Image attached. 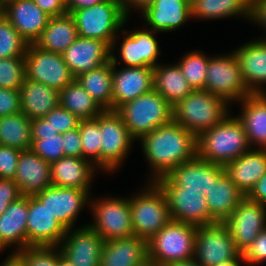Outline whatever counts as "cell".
Returning a JSON list of instances; mask_svg holds the SVG:
<instances>
[{"label":"cell","mask_w":266,"mask_h":266,"mask_svg":"<svg viewBox=\"0 0 266 266\" xmlns=\"http://www.w3.org/2000/svg\"><path fill=\"white\" fill-rule=\"evenodd\" d=\"M224 171L247 196L266 173V149L251 148L226 164Z\"/></svg>","instance_id":"29"},{"label":"cell","mask_w":266,"mask_h":266,"mask_svg":"<svg viewBox=\"0 0 266 266\" xmlns=\"http://www.w3.org/2000/svg\"><path fill=\"white\" fill-rule=\"evenodd\" d=\"M27 247H59L66 229L35 195L28 196Z\"/></svg>","instance_id":"16"},{"label":"cell","mask_w":266,"mask_h":266,"mask_svg":"<svg viewBox=\"0 0 266 266\" xmlns=\"http://www.w3.org/2000/svg\"><path fill=\"white\" fill-rule=\"evenodd\" d=\"M223 223L243 253L257 235L266 229V206L246 197Z\"/></svg>","instance_id":"17"},{"label":"cell","mask_w":266,"mask_h":266,"mask_svg":"<svg viewBox=\"0 0 266 266\" xmlns=\"http://www.w3.org/2000/svg\"><path fill=\"white\" fill-rule=\"evenodd\" d=\"M144 266H155V265L149 262V263H147V264L144 265Z\"/></svg>","instance_id":"63"},{"label":"cell","mask_w":266,"mask_h":266,"mask_svg":"<svg viewBox=\"0 0 266 266\" xmlns=\"http://www.w3.org/2000/svg\"><path fill=\"white\" fill-rule=\"evenodd\" d=\"M21 112L20 91L0 88V117Z\"/></svg>","instance_id":"48"},{"label":"cell","mask_w":266,"mask_h":266,"mask_svg":"<svg viewBox=\"0 0 266 266\" xmlns=\"http://www.w3.org/2000/svg\"><path fill=\"white\" fill-rule=\"evenodd\" d=\"M58 133H65L69 130L77 128L80 119L64 109L62 106H58L51 110L47 115L43 117Z\"/></svg>","instance_id":"45"},{"label":"cell","mask_w":266,"mask_h":266,"mask_svg":"<svg viewBox=\"0 0 266 266\" xmlns=\"http://www.w3.org/2000/svg\"><path fill=\"white\" fill-rule=\"evenodd\" d=\"M28 196L11 203L0 215V252L14 247L13 252L27 248Z\"/></svg>","instance_id":"28"},{"label":"cell","mask_w":266,"mask_h":266,"mask_svg":"<svg viewBox=\"0 0 266 266\" xmlns=\"http://www.w3.org/2000/svg\"><path fill=\"white\" fill-rule=\"evenodd\" d=\"M89 210L93 215V221L87 225L104 241L134 236L129 198L123 196H103L97 197L96 200L91 198Z\"/></svg>","instance_id":"8"},{"label":"cell","mask_w":266,"mask_h":266,"mask_svg":"<svg viewBox=\"0 0 266 266\" xmlns=\"http://www.w3.org/2000/svg\"><path fill=\"white\" fill-rule=\"evenodd\" d=\"M223 172L224 166L196 156L174 168L167 177L177 187L185 190H198L201 196H205Z\"/></svg>","instance_id":"21"},{"label":"cell","mask_w":266,"mask_h":266,"mask_svg":"<svg viewBox=\"0 0 266 266\" xmlns=\"http://www.w3.org/2000/svg\"><path fill=\"white\" fill-rule=\"evenodd\" d=\"M122 3L123 10L126 16L131 17L129 14L133 13L132 11L137 10L139 15L144 11L148 6H150L155 0H120ZM131 10V11H130Z\"/></svg>","instance_id":"55"},{"label":"cell","mask_w":266,"mask_h":266,"mask_svg":"<svg viewBox=\"0 0 266 266\" xmlns=\"http://www.w3.org/2000/svg\"><path fill=\"white\" fill-rule=\"evenodd\" d=\"M112 65V110L154 89L153 67Z\"/></svg>","instance_id":"19"},{"label":"cell","mask_w":266,"mask_h":266,"mask_svg":"<svg viewBox=\"0 0 266 266\" xmlns=\"http://www.w3.org/2000/svg\"><path fill=\"white\" fill-rule=\"evenodd\" d=\"M58 266H75L70 260H68L61 252L59 248V264Z\"/></svg>","instance_id":"60"},{"label":"cell","mask_w":266,"mask_h":266,"mask_svg":"<svg viewBox=\"0 0 266 266\" xmlns=\"http://www.w3.org/2000/svg\"><path fill=\"white\" fill-rule=\"evenodd\" d=\"M24 60L27 79L45 84L57 91H61L75 79L62 54L28 44Z\"/></svg>","instance_id":"14"},{"label":"cell","mask_w":266,"mask_h":266,"mask_svg":"<svg viewBox=\"0 0 266 266\" xmlns=\"http://www.w3.org/2000/svg\"><path fill=\"white\" fill-rule=\"evenodd\" d=\"M63 136L64 156L82 157V140L79 128H74L65 133Z\"/></svg>","instance_id":"50"},{"label":"cell","mask_w":266,"mask_h":266,"mask_svg":"<svg viewBox=\"0 0 266 266\" xmlns=\"http://www.w3.org/2000/svg\"><path fill=\"white\" fill-rule=\"evenodd\" d=\"M243 79L253 94L266 93V39L261 37L233 50ZM264 86V87H263Z\"/></svg>","instance_id":"23"},{"label":"cell","mask_w":266,"mask_h":266,"mask_svg":"<svg viewBox=\"0 0 266 266\" xmlns=\"http://www.w3.org/2000/svg\"><path fill=\"white\" fill-rule=\"evenodd\" d=\"M75 79L103 110H112V61Z\"/></svg>","instance_id":"36"},{"label":"cell","mask_w":266,"mask_h":266,"mask_svg":"<svg viewBox=\"0 0 266 266\" xmlns=\"http://www.w3.org/2000/svg\"><path fill=\"white\" fill-rule=\"evenodd\" d=\"M78 37L74 18L66 13L50 17L41 36L34 44L43 50L62 54Z\"/></svg>","instance_id":"33"},{"label":"cell","mask_w":266,"mask_h":266,"mask_svg":"<svg viewBox=\"0 0 266 266\" xmlns=\"http://www.w3.org/2000/svg\"><path fill=\"white\" fill-rule=\"evenodd\" d=\"M59 134L44 118L31 120V140L43 139V136Z\"/></svg>","instance_id":"51"},{"label":"cell","mask_w":266,"mask_h":266,"mask_svg":"<svg viewBox=\"0 0 266 266\" xmlns=\"http://www.w3.org/2000/svg\"><path fill=\"white\" fill-rule=\"evenodd\" d=\"M143 188L128 198L134 236L148 241L171 221V217L160 186L148 181Z\"/></svg>","instance_id":"6"},{"label":"cell","mask_w":266,"mask_h":266,"mask_svg":"<svg viewBox=\"0 0 266 266\" xmlns=\"http://www.w3.org/2000/svg\"><path fill=\"white\" fill-rule=\"evenodd\" d=\"M19 186L13 179L0 178V215L7 207L22 197Z\"/></svg>","instance_id":"49"},{"label":"cell","mask_w":266,"mask_h":266,"mask_svg":"<svg viewBox=\"0 0 266 266\" xmlns=\"http://www.w3.org/2000/svg\"><path fill=\"white\" fill-rule=\"evenodd\" d=\"M19 91L21 110L31 120L43 118L60 105L59 91L26 77Z\"/></svg>","instance_id":"32"},{"label":"cell","mask_w":266,"mask_h":266,"mask_svg":"<svg viewBox=\"0 0 266 266\" xmlns=\"http://www.w3.org/2000/svg\"><path fill=\"white\" fill-rule=\"evenodd\" d=\"M71 15L79 37L98 39L110 47L121 36L119 31L128 23L120 0H104L94 6L75 10Z\"/></svg>","instance_id":"7"},{"label":"cell","mask_w":266,"mask_h":266,"mask_svg":"<svg viewBox=\"0 0 266 266\" xmlns=\"http://www.w3.org/2000/svg\"><path fill=\"white\" fill-rule=\"evenodd\" d=\"M141 15L146 28L157 34L176 31L192 19L190 4L185 0H155Z\"/></svg>","instance_id":"24"},{"label":"cell","mask_w":266,"mask_h":266,"mask_svg":"<svg viewBox=\"0 0 266 266\" xmlns=\"http://www.w3.org/2000/svg\"><path fill=\"white\" fill-rule=\"evenodd\" d=\"M151 173L149 182L167 176L174 168L197 156V137L173 120L159 126L138 142Z\"/></svg>","instance_id":"1"},{"label":"cell","mask_w":266,"mask_h":266,"mask_svg":"<svg viewBox=\"0 0 266 266\" xmlns=\"http://www.w3.org/2000/svg\"><path fill=\"white\" fill-rule=\"evenodd\" d=\"M137 29L134 31H128L121 29L120 35H124L123 41L120 44V48L116 45L120 38H116L111 46V61L112 65H118L119 62H123L124 67H156L159 62L160 48L158 39H156V33L148 28ZM119 49V55H114ZM119 56L122 61L117 58Z\"/></svg>","instance_id":"12"},{"label":"cell","mask_w":266,"mask_h":266,"mask_svg":"<svg viewBox=\"0 0 266 266\" xmlns=\"http://www.w3.org/2000/svg\"><path fill=\"white\" fill-rule=\"evenodd\" d=\"M197 226L171 220L148 240V260L155 266L194 259Z\"/></svg>","instance_id":"5"},{"label":"cell","mask_w":266,"mask_h":266,"mask_svg":"<svg viewBox=\"0 0 266 266\" xmlns=\"http://www.w3.org/2000/svg\"><path fill=\"white\" fill-rule=\"evenodd\" d=\"M185 1H187L189 4H191V2H192L193 0H185Z\"/></svg>","instance_id":"64"},{"label":"cell","mask_w":266,"mask_h":266,"mask_svg":"<svg viewBox=\"0 0 266 266\" xmlns=\"http://www.w3.org/2000/svg\"><path fill=\"white\" fill-rule=\"evenodd\" d=\"M28 43L11 25L7 17L0 16V58L25 57Z\"/></svg>","instance_id":"41"},{"label":"cell","mask_w":266,"mask_h":266,"mask_svg":"<svg viewBox=\"0 0 266 266\" xmlns=\"http://www.w3.org/2000/svg\"><path fill=\"white\" fill-rule=\"evenodd\" d=\"M51 182L56 187L87 190L91 194V184L99 169L83 157L64 156L50 164ZM98 170V171H97Z\"/></svg>","instance_id":"26"},{"label":"cell","mask_w":266,"mask_h":266,"mask_svg":"<svg viewBox=\"0 0 266 266\" xmlns=\"http://www.w3.org/2000/svg\"><path fill=\"white\" fill-rule=\"evenodd\" d=\"M50 17L66 14L64 0H33Z\"/></svg>","instance_id":"53"},{"label":"cell","mask_w":266,"mask_h":266,"mask_svg":"<svg viewBox=\"0 0 266 266\" xmlns=\"http://www.w3.org/2000/svg\"><path fill=\"white\" fill-rule=\"evenodd\" d=\"M3 1V3L5 4V3H7V2H11V1H14V0H2Z\"/></svg>","instance_id":"62"},{"label":"cell","mask_w":266,"mask_h":266,"mask_svg":"<svg viewBox=\"0 0 266 266\" xmlns=\"http://www.w3.org/2000/svg\"><path fill=\"white\" fill-rule=\"evenodd\" d=\"M173 106L154 89L121 105L116 111L131 137L138 141L173 120Z\"/></svg>","instance_id":"4"},{"label":"cell","mask_w":266,"mask_h":266,"mask_svg":"<svg viewBox=\"0 0 266 266\" xmlns=\"http://www.w3.org/2000/svg\"><path fill=\"white\" fill-rule=\"evenodd\" d=\"M246 197L250 201L266 206V173L259 179Z\"/></svg>","instance_id":"54"},{"label":"cell","mask_w":266,"mask_h":266,"mask_svg":"<svg viewBox=\"0 0 266 266\" xmlns=\"http://www.w3.org/2000/svg\"><path fill=\"white\" fill-rule=\"evenodd\" d=\"M252 0H193L190 4L191 18L221 20L231 17L251 22Z\"/></svg>","instance_id":"34"},{"label":"cell","mask_w":266,"mask_h":266,"mask_svg":"<svg viewBox=\"0 0 266 266\" xmlns=\"http://www.w3.org/2000/svg\"><path fill=\"white\" fill-rule=\"evenodd\" d=\"M4 14V3L2 0H0V16Z\"/></svg>","instance_id":"61"},{"label":"cell","mask_w":266,"mask_h":266,"mask_svg":"<svg viewBox=\"0 0 266 266\" xmlns=\"http://www.w3.org/2000/svg\"><path fill=\"white\" fill-rule=\"evenodd\" d=\"M246 198L225 171L205 195L211 218L223 223Z\"/></svg>","instance_id":"31"},{"label":"cell","mask_w":266,"mask_h":266,"mask_svg":"<svg viewBox=\"0 0 266 266\" xmlns=\"http://www.w3.org/2000/svg\"><path fill=\"white\" fill-rule=\"evenodd\" d=\"M210 56L199 50L191 51L177 63L193 90H204Z\"/></svg>","instance_id":"39"},{"label":"cell","mask_w":266,"mask_h":266,"mask_svg":"<svg viewBox=\"0 0 266 266\" xmlns=\"http://www.w3.org/2000/svg\"><path fill=\"white\" fill-rule=\"evenodd\" d=\"M240 120L251 148L266 149V93L251 94L240 102Z\"/></svg>","instance_id":"30"},{"label":"cell","mask_w":266,"mask_h":266,"mask_svg":"<svg viewBox=\"0 0 266 266\" xmlns=\"http://www.w3.org/2000/svg\"><path fill=\"white\" fill-rule=\"evenodd\" d=\"M204 90L226 100L230 105L253 94L247 87L233 51L211 57Z\"/></svg>","instance_id":"9"},{"label":"cell","mask_w":266,"mask_h":266,"mask_svg":"<svg viewBox=\"0 0 266 266\" xmlns=\"http://www.w3.org/2000/svg\"><path fill=\"white\" fill-rule=\"evenodd\" d=\"M0 145L31 149V119L23 112L0 117Z\"/></svg>","instance_id":"38"},{"label":"cell","mask_w":266,"mask_h":266,"mask_svg":"<svg viewBox=\"0 0 266 266\" xmlns=\"http://www.w3.org/2000/svg\"><path fill=\"white\" fill-rule=\"evenodd\" d=\"M242 256L247 265L254 266L266 262V229L257 235Z\"/></svg>","instance_id":"46"},{"label":"cell","mask_w":266,"mask_h":266,"mask_svg":"<svg viewBox=\"0 0 266 266\" xmlns=\"http://www.w3.org/2000/svg\"><path fill=\"white\" fill-rule=\"evenodd\" d=\"M250 149L242 123L231 112L217 126L197 137V156L221 166Z\"/></svg>","instance_id":"2"},{"label":"cell","mask_w":266,"mask_h":266,"mask_svg":"<svg viewBox=\"0 0 266 266\" xmlns=\"http://www.w3.org/2000/svg\"><path fill=\"white\" fill-rule=\"evenodd\" d=\"M0 266H27L25 260L17 253L11 251Z\"/></svg>","instance_id":"57"},{"label":"cell","mask_w":266,"mask_h":266,"mask_svg":"<svg viewBox=\"0 0 266 266\" xmlns=\"http://www.w3.org/2000/svg\"><path fill=\"white\" fill-rule=\"evenodd\" d=\"M153 72L154 90L172 106L193 91L177 63L172 65L159 63L153 68Z\"/></svg>","instance_id":"35"},{"label":"cell","mask_w":266,"mask_h":266,"mask_svg":"<svg viewBox=\"0 0 266 266\" xmlns=\"http://www.w3.org/2000/svg\"><path fill=\"white\" fill-rule=\"evenodd\" d=\"M25 77L24 57L0 58V88L19 90Z\"/></svg>","instance_id":"42"},{"label":"cell","mask_w":266,"mask_h":266,"mask_svg":"<svg viewBox=\"0 0 266 266\" xmlns=\"http://www.w3.org/2000/svg\"><path fill=\"white\" fill-rule=\"evenodd\" d=\"M27 266H58L59 247H27L17 252Z\"/></svg>","instance_id":"44"},{"label":"cell","mask_w":266,"mask_h":266,"mask_svg":"<svg viewBox=\"0 0 266 266\" xmlns=\"http://www.w3.org/2000/svg\"><path fill=\"white\" fill-rule=\"evenodd\" d=\"M101 134V171L114 173L129 156L135 140L116 110H103L99 114Z\"/></svg>","instance_id":"10"},{"label":"cell","mask_w":266,"mask_h":266,"mask_svg":"<svg viewBox=\"0 0 266 266\" xmlns=\"http://www.w3.org/2000/svg\"><path fill=\"white\" fill-rule=\"evenodd\" d=\"M21 150L0 145V178L13 179Z\"/></svg>","instance_id":"47"},{"label":"cell","mask_w":266,"mask_h":266,"mask_svg":"<svg viewBox=\"0 0 266 266\" xmlns=\"http://www.w3.org/2000/svg\"><path fill=\"white\" fill-rule=\"evenodd\" d=\"M102 1L104 0H65V10L71 14L75 10L94 6Z\"/></svg>","instance_id":"56"},{"label":"cell","mask_w":266,"mask_h":266,"mask_svg":"<svg viewBox=\"0 0 266 266\" xmlns=\"http://www.w3.org/2000/svg\"><path fill=\"white\" fill-rule=\"evenodd\" d=\"M31 142V150L47 163L51 164L64 157L63 136L61 133L43 136V139L31 140Z\"/></svg>","instance_id":"43"},{"label":"cell","mask_w":266,"mask_h":266,"mask_svg":"<svg viewBox=\"0 0 266 266\" xmlns=\"http://www.w3.org/2000/svg\"><path fill=\"white\" fill-rule=\"evenodd\" d=\"M62 57L72 75L77 77L111 61V47L98 39L78 37L62 53Z\"/></svg>","instance_id":"20"},{"label":"cell","mask_w":266,"mask_h":266,"mask_svg":"<svg viewBox=\"0 0 266 266\" xmlns=\"http://www.w3.org/2000/svg\"><path fill=\"white\" fill-rule=\"evenodd\" d=\"M148 260V241L137 236L105 241L100 266H144Z\"/></svg>","instance_id":"27"},{"label":"cell","mask_w":266,"mask_h":266,"mask_svg":"<svg viewBox=\"0 0 266 266\" xmlns=\"http://www.w3.org/2000/svg\"><path fill=\"white\" fill-rule=\"evenodd\" d=\"M165 266H200L195 259L184 261V262H176L171 263Z\"/></svg>","instance_id":"59"},{"label":"cell","mask_w":266,"mask_h":266,"mask_svg":"<svg viewBox=\"0 0 266 266\" xmlns=\"http://www.w3.org/2000/svg\"><path fill=\"white\" fill-rule=\"evenodd\" d=\"M4 15L28 44L39 39L50 18L33 0L5 3Z\"/></svg>","instance_id":"22"},{"label":"cell","mask_w":266,"mask_h":266,"mask_svg":"<svg viewBox=\"0 0 266 266\" xmlns=\"http://www.w3.org/2000/svg\"><path fill=\"white\" fill-rule=\"evenodd\" d=\"M265 29L266 34V0H252L251 23ZM262 39H266L262 37Z\"/></svg>","instance_id":"52"},{"label":"cell","mask_w":266,"mask_h":266,"mask_svg":"<svg viewBox=\"0 0 266 266\" xmlns=\"http://www.w3.org/2000/svg\"><path fill=\"white\" fill-rule=\"evenodd\" d=\"M66 229L75 227L78 216L89 208L90 193L84 189L49 186L35 195Z\"/></svg>","instance_id":"15"},{"label":"cell","mask_w":266,"mask_h":266,"mask_svg":"<svg viewBox=\"0 0 266 266\" xmlns=\"http://www.w3.org/2000/svg\"><path fill=\"white\" fill-rule=\"evenodd\" d=\"M59 100L60 106L80 120L94 119L103 111L76 79L59 91Z\"/></svg>","instance_id":"37"},{"label":"cell","mask_w":266,"mask_h":266,"mask_svg":"<svg viewBox=\"0 0 266 266\" xmlns=\"http://www.w3.org/2000/svg\"><path fill=\"white\" fill-rule=\"evenodd\" d=\"M236 257H242V253L224 223L197 226L194 259L200 266H213Z\"/></svg>","instance_id":"13"},{"label":"cell","mask_w":266,"mask_h":266,"mask_svg":"<svg viewBox=\"0 0 266 266\" xmlns=\"http://www.w3.org/2000/svg\"><path fill=\"white\" fill-rule=\"evenodd\" d=\"M230 106L207 90H193L173 106V121L198 137L217 126L230 113Z\"/></svg>","instance_id":"3"},{"label":"cell","mask_w":266,"mask_h":266,"mask_svg":"<svg viewBox=\"0 0 266 266\" xmlns=\"http://www.w3.org/2000/svg\"><path fill=\"white\" fill-rule=\"evenodd\" d=\"M14 181L23 196H34L52 185L50 163L31 149L23 150L20 153Z\"/></svg>","instance_id":"25"},{"label":"cell","mask_w":266,"mask_h":266,"mask_svg":"<svg viewBox=\"0 0 266 266\" xmlns=\"http://www.w3.org/2000/svg\"><path fill=\"white\" fill-rule=\"evenodd\" d=\"M241 263L246 264L243 256L242 257H236L235 259L227 260V261L218 263V264L213 265V266H241Z\"/></svg>","instance_id":"58"},{"label":"cell","mask_w":266,"mask_h":266,"mask_svg":"<svg viewBox=\"0 0 266 266\" xmlns=\"http://www.w3.org/2000/svg\"><path fill=\"white\" fill-rule=\"evenodd\" d=\"M105 241L87 224L66 231L59 248L75 266H100Z\"/></svg>","instance_id":"18"},{"label":"cell","mask_w":266,"mask_h":266,"mask_svg":"<svg viewBox=\"0 0 266 266\" xmlns=\"http://www.w3.org/2000/svg\"><path fill=\"white\" fill-rule=\"evenodd\" d=\"M163 190L171 220L196 226L216 223L210 216L207 200L198 190H185L177 187L167 176L156 181Z\"/></svg>","instance_id":"11"},{"label":"cell","mask_w":266,"mask_h":266,"mask_svg":"<svg viewBox=\"0 0 266 266\" xmlns=\"http://www.w3.org/2000/svg\"><path fill=\"white\" fill-rule=\"evenodd\" d=\"M79 132L82 140V157L101 170V137L99 115L94 119L80 120Z\"/></svg>","instance_id":"40"}]
</instances>
